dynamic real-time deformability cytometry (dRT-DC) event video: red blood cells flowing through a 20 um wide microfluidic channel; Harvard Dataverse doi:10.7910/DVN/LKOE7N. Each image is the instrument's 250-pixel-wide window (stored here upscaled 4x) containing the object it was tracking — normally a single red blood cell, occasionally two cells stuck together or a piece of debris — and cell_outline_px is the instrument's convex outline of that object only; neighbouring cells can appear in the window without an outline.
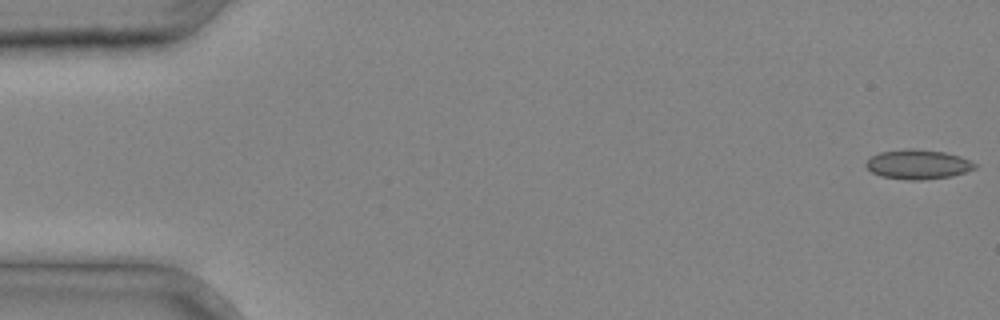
{"species": "common noctule bat (a hibernating species)", "species_latin": "Nyctalus noctula", "temperature_condition": "cold", "stored_images_in_passage": 11, "camera_frame_rate_fps": 3000, "um_per_image_px": 0.085, "animal": {"sex": "male", "body_mass_g": 20.4}, "frame": {"image": 1, "passage_image": 1, "time_ms": 0.0, "image_size_px": [1000, 320], "cell_outline_px": [[976, 168], [952, 176], [920, 180], [912, 180], [880, 176], [872, 172], [864, 164], [872, 156], [880, 152], [908, 148], [912, 148], [944, 152], [960, 156], [976, 164]], "centroid_in_image_um": [78.01, 13.97], "position_along_channel_um": 7.0, "area_um2": 18.55}}
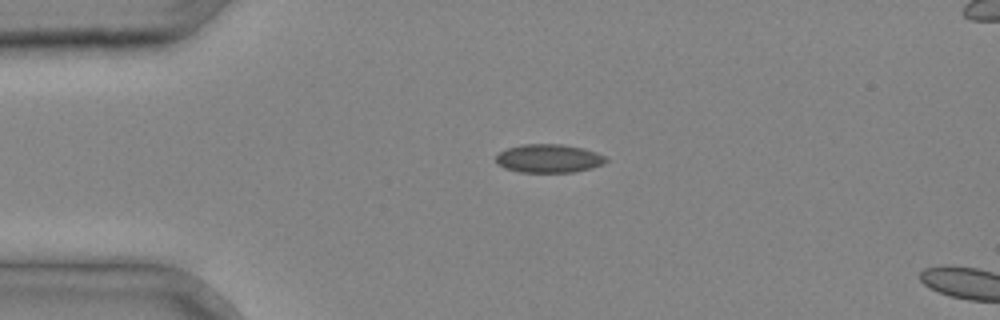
{"frame": {"image": 2, "passage_image": 9, "time_ms": 2.667, "image_size_px": [1000, 320], "cell_outline_px": [[608, 160], [604, 164], [592, 168], [572, 172], [520, 172], [504, 168], [496, 164], [496, 156], [500, 152], [508, 148], [524, 144], [564, 144], [584, 148], [596, 152], [604, 156]], "centroid_in_image_um": [46.65, 13.47], "position_along_channel_um": 38.3, "area_um2": 18.32}}